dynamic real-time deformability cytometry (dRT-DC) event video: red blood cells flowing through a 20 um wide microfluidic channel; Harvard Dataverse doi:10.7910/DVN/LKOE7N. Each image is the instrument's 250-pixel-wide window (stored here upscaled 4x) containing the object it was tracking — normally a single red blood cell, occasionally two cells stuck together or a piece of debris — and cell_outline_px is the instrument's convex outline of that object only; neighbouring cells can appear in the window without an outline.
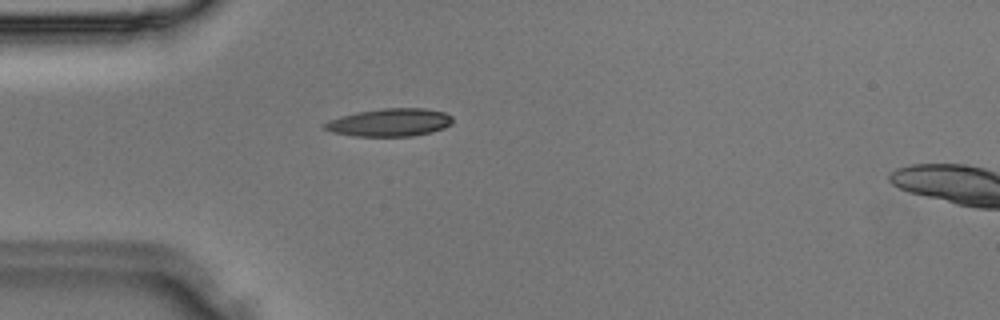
{"species": "Egyptian fruit bat (a non-hibernating species)", "species_latin": "Rousettus aegyptiacus", "temperature_condition": "room temperature", "stored_images_in_passage": 30, "camera_frame_rate_fps": 3000, "um_per_image_px": 0.085, "animal": {"sex": "male"}, "frame": {"image": 1, "passage_image": 4, "time_ms": 1.0, "image_size_px": [1000, 320], "cell_outline_px": [[452, 124], [444, 128], [432, 132], [412, 136], [356, 136], [332, 132], [324, 128], [324, 124], [328, 120], [340, 116], [356, 112], [384, 108], [424, 108], [444, 112], [452, 116]], "centroid_in_image_um": [33.14, 10.4], "position_along_channel_um": 51.9, "area_um2": 20.81}}
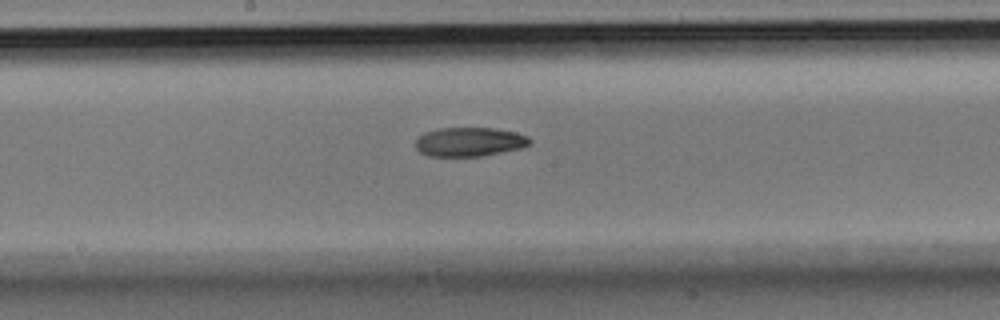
{"frame": {"image": 2, "passage_image": 13, "time_ms": 4.0, "image_size_px": [1000, 320], "cell_outline_px": [[532, 144], [524, 148], [484, 156], [428, 156], [420, 152], [416, 148], [416, 140], [424, 132], [440, 128], [496, 128], [516, 132], [528, 136], [532, 140]], "centroid_in_image_um": [39.97, 12.06], "position_along_channel_um": 208.2, "area_um2": 19.65}}
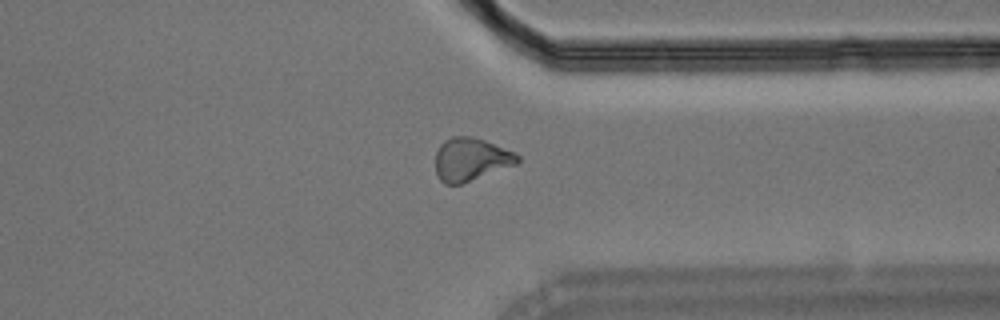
{"frame": {"image": 3, "passage_image": 22, "time_ms": 7.0, "image_size_px": [1000, 320], "cell_outline_px": [[520, 160], [516, 164], [460, 184], [444, 184], [440, 180], [436, 172], [436, 152], [440, 144], [444, 140], [452, 136], [468, 136], [484, 140], [516, 152], [520, 156]], "centroid_in_image_um": [40.02, 13.53], "position_along_channel_um": 371.4, "area_um2": 20.46}}